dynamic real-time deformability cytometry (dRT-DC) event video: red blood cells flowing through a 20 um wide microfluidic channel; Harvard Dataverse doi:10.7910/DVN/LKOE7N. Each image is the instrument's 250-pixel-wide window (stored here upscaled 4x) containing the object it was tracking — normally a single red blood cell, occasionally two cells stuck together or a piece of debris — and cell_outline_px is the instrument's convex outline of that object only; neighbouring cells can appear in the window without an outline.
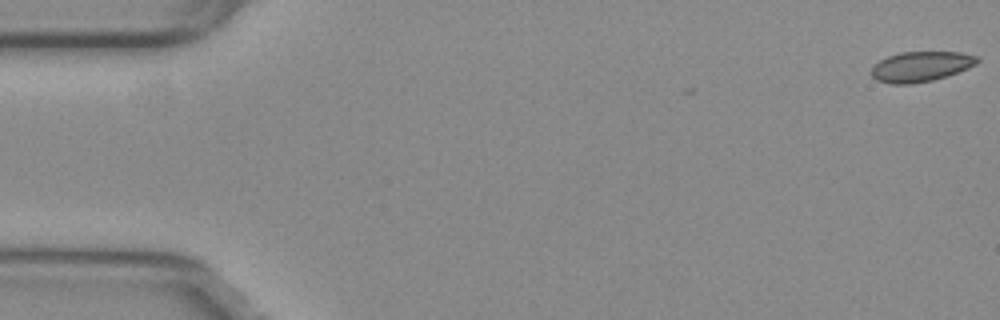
{"species": "common noctule bat (a hibernating species)", "species_latin": "Nyctalus noctula", "temperature_condition": "warm", "stored_images_in_passage": 12, "camera_frame_rate_fps": 3000, "um_per_image_px": 0.085, "animal": {"sex": "female", "body_mass_g": 29.2, "forearm_length_mm": 56.3}, "frame": {"image": 1, "passage_image": 1, "time_ms": 0.0, "image_size_px": [1000, 320], "cell_outline_px": [[980, 60], [976, 64], [968, 68], [948, 76], [932, 80], [912, 84], [892, 84], [876, 80], [872, 76], [872, 68], [880, 60], [888, 56], [900, 52], [960, 52], [980, 56]], "centroid_in_image_um": [78.31, 5.65], "position_along_channel_um": 6.7, "area_um2": 18.67}}